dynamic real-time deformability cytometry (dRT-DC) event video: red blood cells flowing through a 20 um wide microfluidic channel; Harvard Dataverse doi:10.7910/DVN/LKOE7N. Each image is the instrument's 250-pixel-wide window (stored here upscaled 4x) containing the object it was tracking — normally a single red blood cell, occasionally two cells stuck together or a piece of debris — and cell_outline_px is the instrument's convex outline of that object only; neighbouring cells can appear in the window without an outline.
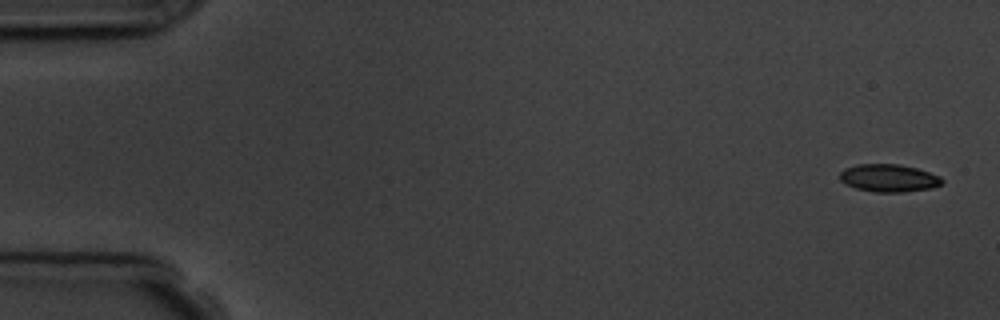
{"species": "common noctule bat (a hibernating species)", "species_latin": "Nyctalus noctula", "temperature_condition": "room temperature", "stored_images_in_passage": 4, "camera_frame_rate_fps": 3000, "um_per_image_px": 0.085, "animal": {"sex": "male", "body_mass_g": 19.5, "forearm_length_mm": 54.6}, "frame": {"image": 1, "passage_image": 1, "time_ms": 0.0, "image_size_px": [1000, 320], "cell_outline_px": [[944, 180], [940, 184], [932, 188], [904, 192], [876, 192], [856, 188], [844, 184], [840, 180], [840, 172], [844, 168], [856, 164], [900, 164], [916, 168], [940, 176]], "centroid_in_image_um": [75.52, 15.13], "position_along_channel_um": 9.5, "area_um2": 16.53}}
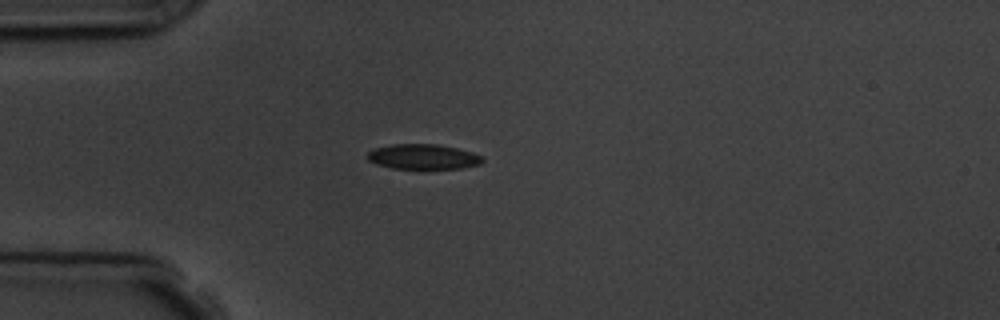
{"frame": {"image": 2, "passage_image": 4, "time_ms": 4.333, "image_size_px": [1000, 320], "cell_outline_px": [[484, 160], [480, 164], [460, 168], [392, 168], [376, 164], [368, 160], [368, 152], [372, 148], [392, 144], [436, 144], [456, 148], [472, 152], [484, 156]], "centroid_in_image_um": [35.96, 13.31], "position_along_channel_um": 49.0, "area_um2": 16.76}}